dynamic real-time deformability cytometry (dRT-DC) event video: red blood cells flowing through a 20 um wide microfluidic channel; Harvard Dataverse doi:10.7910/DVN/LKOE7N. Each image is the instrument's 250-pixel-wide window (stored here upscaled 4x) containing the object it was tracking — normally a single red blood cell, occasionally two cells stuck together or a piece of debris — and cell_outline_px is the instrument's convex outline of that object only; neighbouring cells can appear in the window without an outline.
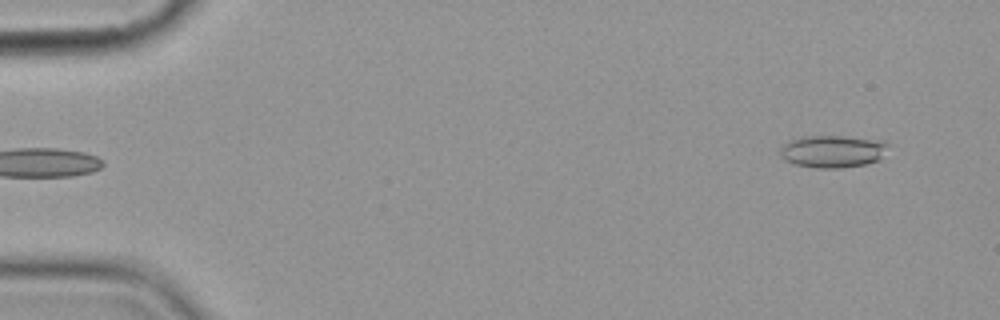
{"species": "common noctule bat (a hibernating species)", "species_latin": "Nyctalus noctula", "temperature_condition": "cold", "stored_images_in_passage": 2, "camera_frame_rate_fps": 3000, "um_per_image_px": 0.085, "animal": {"sex": "female", "body_mass_g": 19.9}, "frame": {"image": 1, "passage_image": 2, "time_ms": 1.333, "image_size_px": [1000, 320], "cell_outline_px": [[888, 144], [880, 160], [864, 164], [840, 168], [816, 168], [796, 164], [784, 160], [780, 156], [780, 148], [788, 140], [804, 136], [844, 136], [884, 140]], "centroid_in_image_um": [70.76, 12.86], "position_along_channel_um": 14.2, "area_um2": 20.46}}